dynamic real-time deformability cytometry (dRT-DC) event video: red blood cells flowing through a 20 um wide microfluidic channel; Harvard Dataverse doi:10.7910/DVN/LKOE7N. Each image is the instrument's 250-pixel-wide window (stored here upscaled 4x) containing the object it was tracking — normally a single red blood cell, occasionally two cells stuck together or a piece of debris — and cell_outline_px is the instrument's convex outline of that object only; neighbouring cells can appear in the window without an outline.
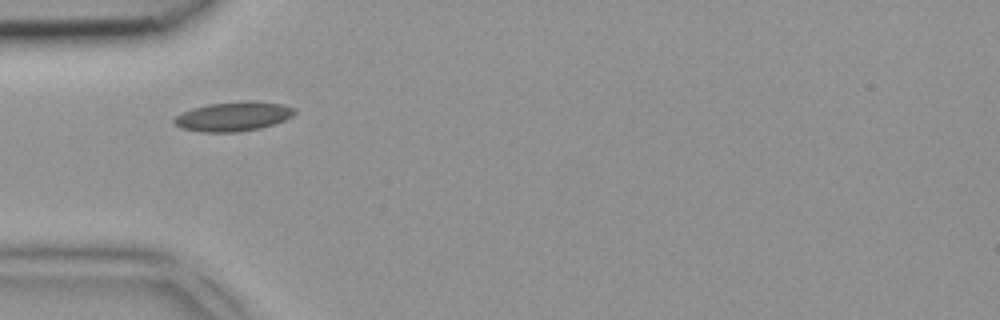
{"species": "common noctule bat (a hibernating species)", "species_latin": "Nyctalus noctula", "temperature_condition": "room temperature", "stored_images_in_passage": 2, "camera_frame_rate_fps": 3000, "um_per_image_px": 0.085, "animal": {"sex": "female", "body_mass_g": 18.4}, "frame": {"image": 1, "passage_image": 2, "time_ms": 0.333, "image_size_px": [1000, 320], "cell_outline_px": [[296, 112], [292, 116], [284, 120], [260, 128], [236, 132], [200, 132], [180, 128], [172, 120], [180, 112], [192, 108], [208, 104], [244, 100], [252, 100], [284, 104], [296, 108]], "centroid_in_image_um": [19.82, 9.88], "position_along_channel_um": 65.2, "area_um2": 20.87}}